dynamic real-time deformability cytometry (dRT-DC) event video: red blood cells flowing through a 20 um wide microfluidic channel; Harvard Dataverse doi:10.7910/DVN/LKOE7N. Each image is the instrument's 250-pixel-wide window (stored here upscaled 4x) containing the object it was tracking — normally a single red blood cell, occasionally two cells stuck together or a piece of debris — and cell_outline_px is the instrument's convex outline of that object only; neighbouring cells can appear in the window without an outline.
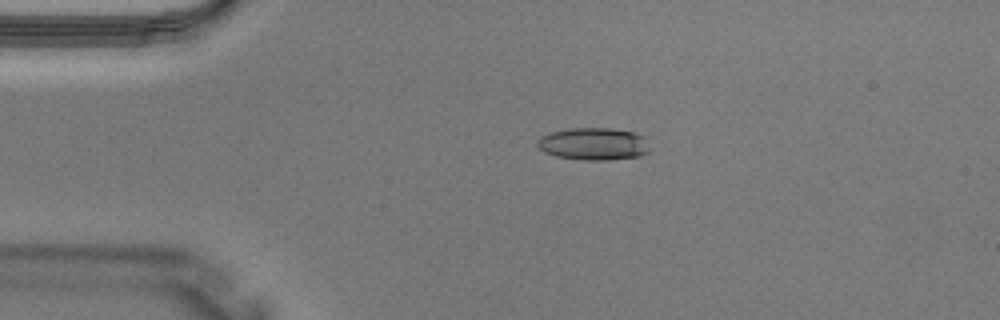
{"species": "Egyptian fruit bat (a non-hibernating species)", "species_latin": "Rousettus aegyptiacus", "temperature_condition": "warm", "stored_images_in_passage": 2, "camera_frame_rate_fps": 3000, "um_per_image_px": 0.085, "animal": {"sex": "male"}, "frame": {"image": 1, "passage_image": 2, "time_ms": 0.333, "image_size_px": [1000, 320], "cell_outline_px": [[648, 152], [640, 156], [608, 160], [584, 160], [556, 156], [544, 152], [536, 144], [536, 140], [540, 136], [552, 132], [572, 128], [612, 128], [632, 132], [644, 136], [648, 148]], "centroid_in_image_um": [50.43, 12.23], "position_along_channel_um": 34.6, "area_um2": 21.15}}